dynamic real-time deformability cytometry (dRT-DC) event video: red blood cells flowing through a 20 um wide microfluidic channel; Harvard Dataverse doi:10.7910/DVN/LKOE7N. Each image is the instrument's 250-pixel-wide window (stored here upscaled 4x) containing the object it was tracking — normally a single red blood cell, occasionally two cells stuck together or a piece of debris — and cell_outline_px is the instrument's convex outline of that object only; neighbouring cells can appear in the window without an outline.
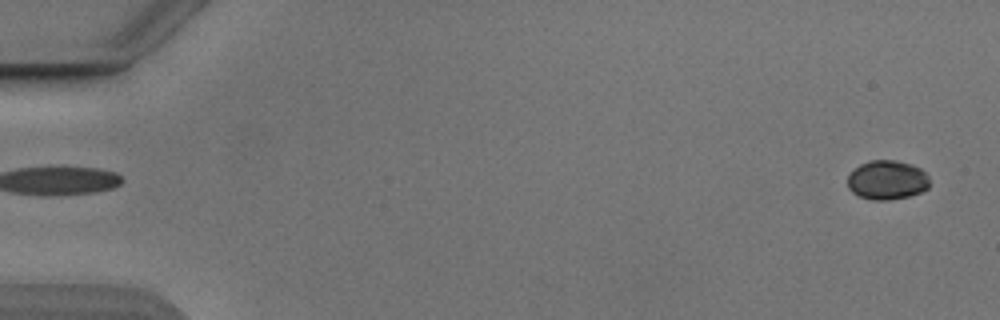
{"species": "Egyptian fruit bat (a non-hibernating species)", "species_latin": "Rousettus aegyptiacus", "temperature_condition": "cold", "stored_images_in_passage": 50, "camera_frame_rate_fps": 3000, "um_per_image_px": 0.085, "animal": {"sex": "male"}, "frame": {"image": 1, "passage_image": 2, "time_ms": 0.333, "image_size_px": [1000, 320], "cell_outline_px": [[928, 188], [920, 192], [908, 196], [888, 200], [872, 200], [860, 196], [852, 192], [848, 188], [848, 176], [860, 164], [868, 160], [896, 160], [912, 164], [920, 168], [928, 176]], "centroid_in_image_um": [75.4, 15.29], "position_along_channel_um": 9.6, "area_um2": 18.67}}
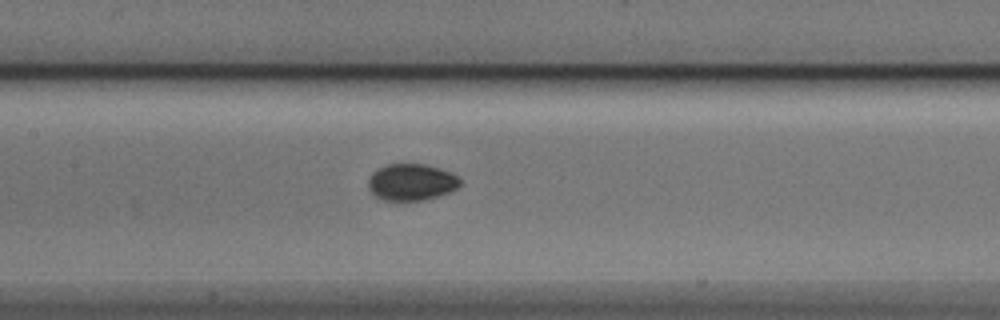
{"frame": {"image": 2, "passage_image": 26, "time_ms": 8.333, "image_size_px": [1000, 320], "cell_outline_px": [[460, 184], [452, 192], [424, 200], [380, 200], [368, 188], [368, 180], [372, 172], [388, 164], [424, 164], [460, 176]], "centroid_in_image_um": [34.97, 15.49], "position_along_channel_um": 172.4, "area_um2": 19.54}}
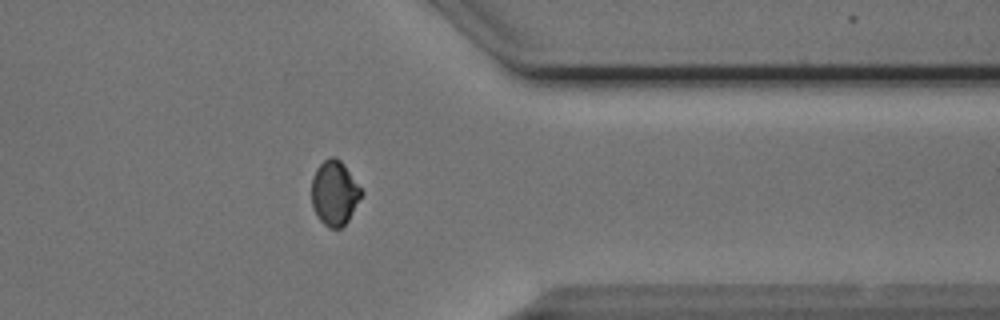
{"frame": {"image": 3, "passage_image": 43, "time_ms": 14.0, "image_size_px": [1000, 320], "cell_outline_px": [[364, 192], [348, 220], [340, 228], [328, 228], [316, 216], [312, 208], [312, 176], [316, 168], [324, 160], [332, 156], [336, 156], [344, 164]], "centroid_in_image_um": [28.42, 16.4], "position_along_channel_um": 383.0, "area_um2": 18.84}}